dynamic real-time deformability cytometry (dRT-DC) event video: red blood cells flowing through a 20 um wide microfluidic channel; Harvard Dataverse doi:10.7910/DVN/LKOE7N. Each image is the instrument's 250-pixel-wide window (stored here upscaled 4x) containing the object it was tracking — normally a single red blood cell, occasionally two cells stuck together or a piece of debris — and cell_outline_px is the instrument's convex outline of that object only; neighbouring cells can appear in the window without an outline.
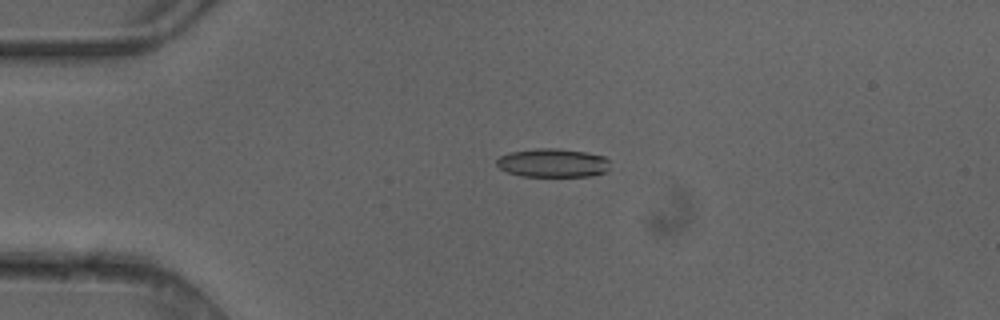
{"species": "common noctule bat (a hibernating species)", "species_latin": "Nyctalus noctula", "temperature_condition": "cold", "stored_images_in_passage": 6, "camera_frame_rate_fps": 3000, "um_per_image_px": 0.085, "animal": {"sex": "female"}, "frame": {"image": 1, "passage_image": 4, "time_ms": 1.0, "image_size_px": [1000, 320], "cell_outline_px": [[608, 172], [592, 176], [520, 176], [508, 172], [500, 168], [496, 164], [496, 160], [500, 156], [508, 152], [536, 148], [556, 148], [584, 152], [604, 156], [608, 160]], "centroid_in_image_um": [46.97, 13.85], "position_along_channel_um": 38.0, "area_um2": 19.02}}
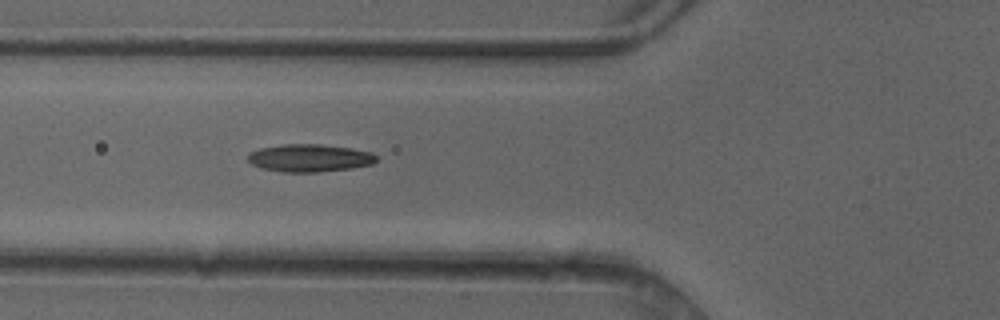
{"frame": {"image": 2, "passage_image": 6, "time_ms": 1.667, "image_size_px": [1000, 320], "cell_outline_px": [[380, 160], [372, 164], [352, 168], [320, 172], [284, 172], [260, 168], [252, 164], [248, 160], [248, 152], [260, 148], [284, 144], [320, 144], [352, 148], [372, 152]], "centroid_in_image_um": [26.33, 13.43], "position_along_channel_um": 99.5, "area_um2": 20.92}}